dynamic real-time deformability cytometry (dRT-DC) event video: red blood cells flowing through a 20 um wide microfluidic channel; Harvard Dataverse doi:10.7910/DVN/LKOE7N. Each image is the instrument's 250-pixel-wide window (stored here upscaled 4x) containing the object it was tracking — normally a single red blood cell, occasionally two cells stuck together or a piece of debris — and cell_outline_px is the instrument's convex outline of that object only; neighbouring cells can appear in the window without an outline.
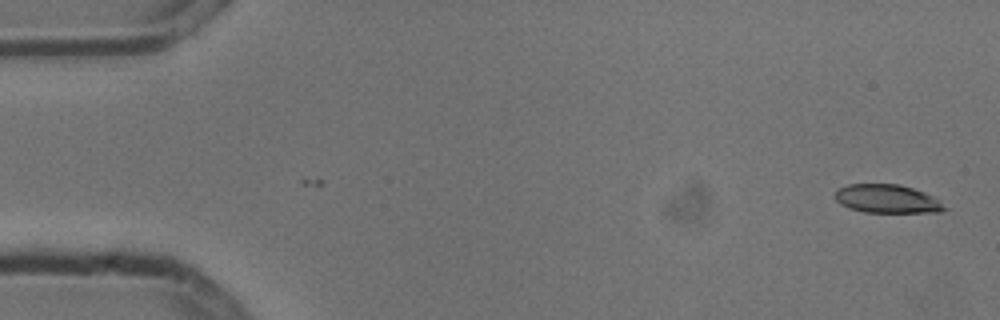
{"species": "common noctule bat (a hibernating species)", "species_latin": "Nyctalus noctula", "temperature_condition": "cold", "stored_images_in_passage": 3, "camera_frame_rate_fps": 3000, "um_per_image_px": 0.085, "animal": {"sex": "male", "body_mass_g": 13.3}, "frame": {"image": 1, "passage_image": 3, "time_ms": 0.667, "image_size_px": [1000, 320], "cell_outline_px": [[948, 208], [940, 212], [864, 212], [848, 208], [840, 204], [836, 200], [836, 192], [840, 188], [848, 184], [900, 184], [924, 192], [932, 196]], "centroid_in_image_um": [75.4, 16.9], "position_along_channel_um": 9.6, "area_um2": 18.03}}